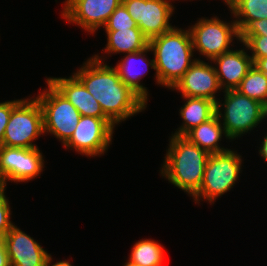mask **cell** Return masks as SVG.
I'll list each match as a JSON object with an SVG mask.
<instances>
[{"label":"cell","instance_id":"6da1fadb","mask_svg":"<svg viewBox=\"0 0 267 266\" xmlns=\"http://www.w3.org/2000/svg\"><path fill=\"white\" fill-rule=\"evenodd\" d=\"M104 59L95 54L73 74L100 103L104 114L118 125L144 111L147 104L121 81L115 67L103 63Z\"/></svg>","mask_w":267,"mask_h":266},{"label":"cell","instance_id":"7a4b0ae2","mask_svg":"<svg viewBox=\"0 0 267 266\" xmlns=\"http://www.w3.org/2000/svg\"><path fill=\"white\" fill-rule=\"evenodd\" d=\"M154 55L155 78L159 85L172 89L195 62L194 48L188 30L173 27L149 40Z\"/></svg>","mask_w":267,"mask_h":266},{"label":"cell","instance_id":"3957f363","mask_svg":"<svg viewBox=\"0 0 267 266\" xmlns=\"http://www.w3.org/2000/svg\"><path fill=\"white\" fill-rule=\"evenodd\" d=\"M209 155L186 137L172 133L160 173L192 197L200 189Z\"/></svg>","mask_w":267,"mask_h":266},{"label":"cell","instance_id":"277c9868","mask_svg":"<svg viewBox=\"0 0 267 266\" xmlns=\"http://www.w3.org/2000/svg\"><path fill=\"white\" fill-rule=\"evenodd\" d=\"M242 156L229 149L222 153L210 154L204 170L200 189L192 196L194 202L200 203L202 198L208 203L215 202L229 192L239 180L242 167Z\"/></svg>","mask_w":267,"mask_h":266},{"label":"cell","instance_id":"5b68a950","mask_svg":"<svg viewBox=\"0 0 267 266\" xmlns=\"http://www.w3.org/2000/svg\"><path fill=\"white\" fill-rule=\"evenodd\" d=\"M222 92L224 102L222 103L220 99L216 102L215 114L220 121H223L221 124L226 137L229 140H236L253 131V128L262 122V103L240 94L237 90Z\"/></svg>","mask_w":267,"mask_h":266},{"label":"cell","instance_id":"8992f818","mask_svg":"<svg viewBox=\"0 0 267 266\" xmlns=\"http://www.w3.org/2000/svg\"><path fill=\"white\" fill-rule=\"evenodd\" d=\"M43 134V112L40 103L36 97L22 99L12 109L2 146L37 148L33 141Z\"/></svg>","mask_w":267,"mask_h":266},{"label":"cell","instance_id":"52a82bcc","mask_svg":"<svg viewBox=\"0 0 267 266\" xmlns=\"http://www.w3.org/2000/svg\"><path fill=\"white\" fill-rule=\"evenodd\" d=\"M36 99L43 112L44 134L54 135L63 145L71 138L81 114L49 81Z\"/></svg>","mask_w":267,"mask_h":266},{"label":"cell","instance_id":"ba28073f","mask_svg":"<svg viewBox=\"0 0 267 266\" xmlns=\"http://www.w3.org/2000/svg\"><path fill=\"white\" fill-rule=\"evenodd\" d=\"M194 51L213 60L223 53L231 51L230 48L234 40L239 41V31L235 20L225 22L214 16L210 19L201 18L193 26L189 27Z\"/></svg>","mask_w":267,"mask_h":266},{"label":"cell","instance_id":"9c48e42d","mask_svg":"<svg viewBox=\"0 0 267 266\" xmlns=\"http://www.w3.org/2000/svg\"><path fill=\"white\" fill-rule=\"evenodd\" d=\"M44 157L39 148L0 147V183L28 182L41 175Z\"/></svg>","mask_w":267,"mask_h":266},{"label":"cell","instance_id":"30bf717a","mask_svg":"<svg viewBox=\"0 0 267 266\" xmlns=\"http://www.w3.org/2000/svg\"><path fill=\"white\" fill-rule=\"evenodd\" d=\"M114 128L103 118L81 116L71 138L63 145L87 157L101 156L112 144Z\"/></svg>","mask_w":267,"mask_h":266},{"label":"cell","instance_id":"8fae6325","mask_svg":"<svg viewBox=\"0 0 267 266\" xmlns=\"http://www.w3.org/2000/svg\"><path fill=\"white\" fill-rule=\"evenodd\" d=\"M122 3L148 40L174 27L169 21L174 12L171 0H122Z\"/></svg>","mask_w":267,"mask_h":266},{"label":"cell","instance_id":"7c38bea8","mask_svg":"<svg viewBox=\"0 0 267 266\" xmlns=\"http://www.w3.org/2000/svg\"><path fill=\"white\" fill-rule=\"evenodd\" d=\"M121 3L122 0H68L62 18L94 34Z\"/></svg>","mask_w":267,"mask_h":266},{"label":"cell","instance_id":"4fadbf2b","mask_svg":"<svg viewBox=\"0 0 267 266\" xmlns=\"http://www.w3.org/2000/svg\"><path fill=\"white\" fill-rule=\"evenodd\" d=\"M172 90H178L181 96L207 98L216 103L219 100L216 93L222 89L215 67L196 58Z\"/></svg>","mask_w":267,"mask_h":266},{"label":"cell","instance_id":"5bb4252c","mask_svg":"<svg viewBox=\"0 0 267 266\" xmlns=\"http://www.w3.org/2000/svg\"><path fill=\"white\" fill-rule=\"evenodd\" d=\"M11 266H45L50 255L15 224L3 238Z\"/></svg>","mask_w":267,"mask_h":266},{"label":"cell","instance_id":"9a60e30c","mask_svg":"<svg viewBox=\"0 0 267 266\" xmlns=\"http://www.w3.org/2000/svg\"><path fill=\"white\" fill-rule=\"evenodd\" d=\"M46 80L71 102L81 116L103 118L115 128L116 125L104 114L100 103L89 93L74 74L69 78L49 77Z\"/></svg>","mask_w":267,"mask_h":266},{"label":"cell","instance_id":"2e32d148","mask_svg":"<svg viewBox=\"0 0 267 266\" xmlns=\"http://www.w3.org/2000/svg\"><path fill=\"white\" fill-rule=\"evenodd\" d=\"M245 48L231 50L215 57L210 63H215L216 75L223 91L235 90L248 70L253 66L252 58Z\"/></svg>","mask_w":267,"mask_h":266},{"label":"cell","instance_id":"e0dca14e","mask_svg":"<svg viewBox=\"0 0 267 266\" xmlns=\"http://www.w3.org/2000/svg\"><path fill=\"white\" fill-rule=\"evenodd\" d=\"M150 51L151 48L148 46L142 51L127 53L126 56L121 58V61H118L119 63L115 65V69L117 70L121 81L134 93H136L146 104L148 103L149 97L147 87H144L143 83L141 84L140 81L145 75V72L149 69L148 67H151L155 70L154 59L148 60L146 56L147 52ZM139 65H141L143 68H147H144L145 70H143L141 67V70Z\"/></svg>","mask_w":267,"mask_h":266},{"label":"cell","instance_id":"ac0fdd59","mask_svg":"<svg viewBox=\"0 0 267 266\" xmlns=\"http://www.w3.org/2000/svg\"><path fill=\"white\" fill-rule=\"evenodd\" d=\"M185 104L180 108L182 125L174 132V135L184 136L192 128L199 126L215 115L216 103L207 98L186 97Z\"/></svg>","mask_w":267,"mask_h":266},{"label":"cell","instance_id":"d6986e66","mask_svg":"<svg viewBox=\"0 0 267 266\" xmlns=\"http://www.w3.org/2000/svg\"><path fill=\"white\" fill-rule=\"evenodd\" d=\"M223 135L226 137L224 127L218 116L215 114L208 121L192 128L184 137L190 142L207 151L209 154L222 153L228 151V148L221 147L219 141H222Z\"/></svg>","mask_w":267,"mask_h":266},{"label":"cell","instance_id":"ffe728a7","mask_svg":"<svg viewBox=\"0 0 267 266\" xmlns=\"http://www.w3.org/2000/svg\"><path fill=\"white\" fill-rule=\"evenodd\" d=\"M107 55L116 53H133L142 51L149 46V40L143 35L140 28L119 29L118 31H106Z\"/></svg>","mask_w":267,"mask_h":266},{"label":"cell","instance_id":"44dd1931","mask_svg":"<svg viewBox=\"0 0 267 266\" xmlns=\"http://www.w3.org/2000/svg\"><path fill=\"white\" fill-rule=\"evenodd\" d=\"M227 7L239 32L252 20L267 19V0H233Z\"/></svg>","mask_w":267,"mask_h":266},{"label":"cell","instance_id":"7402d4cb","mask_svg":"<svg viewBox=\"0 0 267 266\" xmlns=\"http://www.w3.org/2000/svg\"><path fill=\"white\" fill-rule=\"evenodd\" d=\"M164 252L154 239H141L133 245L128 261L139 266H163Z\"/></svg>","mask_w":267,"mask_h":266},{"label":"cell","instance_id":"603a6c76","mask_svg":"<svg viewBox=\"0 0 267 266\" xmlns=\"http://www.w3.org/2000/svg\"><path fill=\"white\" fill-rule=\"evenodd\" d=\"M235 90L263 103L267 99V75L253 65Z\"/></svg>","mask_w":267,"mask_h":266},{"label":"cell","instance_id":"cb8c5ba5","mask_svg":"<svg viewBox=\"0 0 267 266\" xmlns=\"http://www.w3.org/2000/svg\"><path fill=\"white\" fill-rule=\"evenodd\" d=\"M105 31H118L119 29L139 28L129 15L126 7L121 3L111 14L104 25Z\"/></svg>","mask_w":267,"mask_h":266},{"label":"cell","instance_id":"d4e9b609","mask_svg":"<svg viewBox=\"0 0 267 266\" xmlns=\"http://www.w3.org/2000/svg\"><path fill=\"white\" fill-rule=\"evenodd\" d=\"M241 43L250 50L253 64L259 59L267 57V36L248 35Z\"/></svg>","mask_w":267,"mask_h":266},{"label":"cell","instance_id":"484cf974","mask_svg":"<svg viewBox=\"0 0 267 266\" xmlns=\"http://www.w3.org/2000/svg\"><path fill=\"white\" fill-rule=\"evenodd\" d=\"M6 188L0 189V238H4L9 232L10 228L14 225L10 220L11 209L8 198L5 195Z\"/></svg>","mask_w":267,"mask_h":266},{"label":"cell","instance_id":"4316f807","mask_svg":"<svg viewBox=\"0 0 267 266\" xmlns=\"http://www.w3.org/2000/svg\"><path fill=\"white\" fill-rule=\"evenodd\" d=\"M248 35L267 36V19L252 20L240 32L239 42H242Z\"/></svg>","mask_w":267,"mask_h":266},{"label":"cell","instance_id":"83f0119b","mask_svg":"<svg viewBox=\"0 0 267 266\" xmlns=\"http://www.w3.org/2000/svg\"><path fill=\"white\" fill-rule=\"evenodd\" d=\"M22 99L10 100L5 102H0V147L2 146L3 137L5 133L6 126L9 121L12 109L21 101Z\"/></svg>","mask_w":267,"mask_h":266},{"label":"cell","instance_id":"f1b7e54d","mask_svg":"<svg viewBox=\"0 0 267 266\" xmlns=\"http://www.w3.org/2000/svg\"><path fill=\"white\" fill-rule=\"evenodd\" d=\"M0 266H11L4 239L0 238Z\"/></svg>","mask_w":267,"mask_h":266},{"label":"cell","instance_id":"f546056e","mask_svg":"<svg viewBox=\"0 0 267 266\" xmlns=\"http://www.w3.org/2000/svg\"><path fill=\"white\" fill-rule=\"evenodd\" d=\"M253 65H255L261 72L267 75V57L259 58Z\"/></svg>","mask_w":267,"mask_h":266},{"label":"cell","instance_id":"4dcf8cb0","mask_svg":"<svg viewBox=\"0 0 267 266\" xmlns=\"http://www.w3.org/2000/svg\"><path fill=\"white\" fill-rule=\"evenodd\" d=\"M262 140V144L259 148V155L267 162V133Z\"/></svg>","mask_w":267,"mask_h":266},{"label":"cell","instance_id":"1f68e13d","mask_svg":"<svg viewBox=\"0 0 267 266\" xmlns=\"http://www.w3.org/2000/svg\"><path fill=\"white\" fill-rule=\"evenodd\" d=\"M52 256L51 254L48 256L47 261H46V265L45 266H50V264L52 263ZM51 266H73L69 261L63 260V261H57L56 263H53V265L51 264Z\"/></svg>","mask_w":267,"mask_h":266},{"label":"cell","instance_id":"d6a6232c","mask_svg":"<svg viewBox=\"0 0 267 266\" xmlns=\"http://www.w3.org/2000/svg\"><path fill=\"white\" fill-rule=\"evenodd\" d=\"M267 118V99L262 103V121Z\"/></svg>","mask_w":267,"mask_h":266},{"label":"cell","instance_id":"836d02e7","mask_svg":"<svg viewBox=\"0 0 267 266\" xmlns=\"http://www.w3.org/2000/svg\"><path fill=\"white\" fill-rule=\"evenodd\" d=\"M123 266H139V265H135V264H133V263H130V262L127 260V262H126Z\"/></svg>","mask_w":267,"mask_h":266},{"label":"cell","instance_id":"e575fe53","mask_svg":"<svg viewBox=\"0 0 267 266\" xmlns=\"http://www.w3.org/2000/svg\"><path fill=\"white\" fill-rule=\"evenodd\" d=\"M223 1L228 6L233 0H223Z\"/></svg>","mask_w":267,"mask_h":266}]
</instances>
